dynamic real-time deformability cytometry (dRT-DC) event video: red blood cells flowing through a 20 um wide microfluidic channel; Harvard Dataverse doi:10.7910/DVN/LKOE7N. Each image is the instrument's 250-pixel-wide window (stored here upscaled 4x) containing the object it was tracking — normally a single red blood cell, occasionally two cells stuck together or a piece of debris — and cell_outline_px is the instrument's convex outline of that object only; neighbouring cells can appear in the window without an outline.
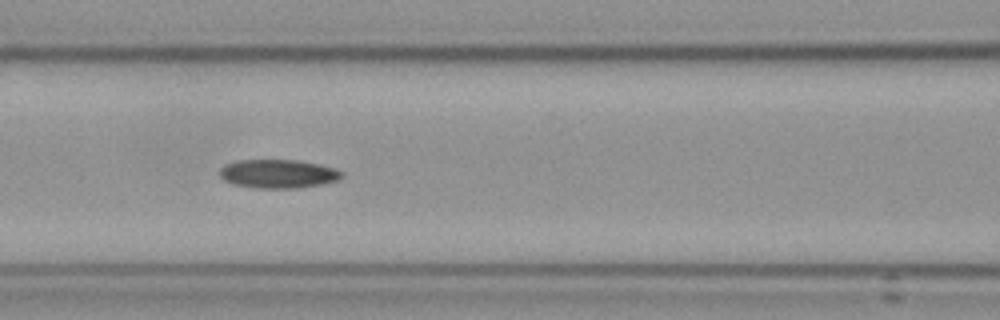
{"species": "Egyptian fruit bat (a non-hibernating species)", "species_latin": "Rousettus aegyptiacus", "temperature_condition": "cold", "stored_images_in_passage": 13, "camera_frame_rate_fps": 3000, "um_per_image_px": 0.085, "frame": {"image": 1, "passage_image": 6, "time_ms": 6.667, "image_size_px": [1000, 320], "cell_outline_px": [[344, 176], [340, 180], [320, 184], [296, 188], [256, 188], [232, 184], [224, 180], [220, 176], [220, 168], [224, 164], [236, 160], [296, 160], [320, 164], [336, 168], [344, 172]], "centroid_in_image_um": [23.66, 14.77], "position_along_channel_um": 142.9, "area_um2": 20.63}, "authors_computed_cell_mechanics": {"area_um2": 20.1722, "velocity_mm_per_s": 3.57, "shape_relaxation_time_tau1_ms": null, "shape_relaxation_time_tau2_ms": 6.7818, "deformation_change_tau1": null, "deformation_change_tau2": 0.1128}}